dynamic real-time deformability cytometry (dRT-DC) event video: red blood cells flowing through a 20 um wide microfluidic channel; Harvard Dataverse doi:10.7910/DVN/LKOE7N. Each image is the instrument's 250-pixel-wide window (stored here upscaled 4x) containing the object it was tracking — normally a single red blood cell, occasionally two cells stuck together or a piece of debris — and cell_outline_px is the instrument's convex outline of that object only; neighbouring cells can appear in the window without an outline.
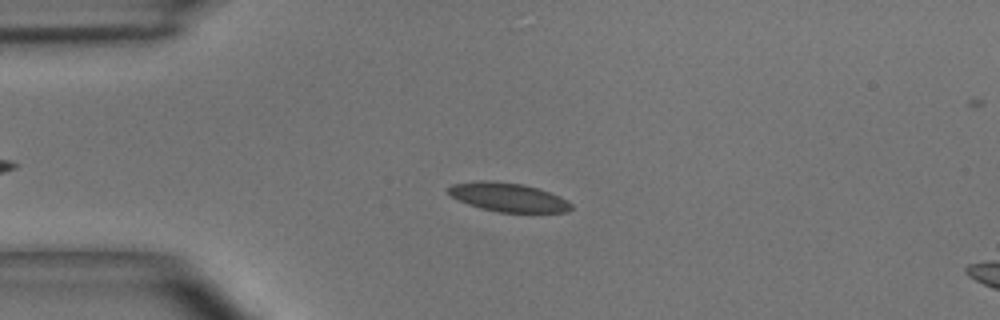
{"species": "common noctule bat (a hibernating species)", "species_latin": "Nyctalus noctula", "temperature_condition": "room temperature", "stored_images_in_passage": 49, "camera_frame_rate_fps": 3000, "um_per_image_px": 0.085, "animal": {"sex": "male", "body_mass_g": 15.6}, "frame": {"image": 1, "passage_image": 11, "time_ms": 3.333, "image_size_px": [1000, 320], "cell_outline_px": [[572, 208], [568, 212], [500, 212], [480, 208], [468, 204], [452, 196], [448, 192], [448, 188], [452, 184], [480, 180], [488, 180], [524, 184], [560, 196], [568, 200], [572, 204]], "centroid_in_image_um": [43.21, 16.76], "position_along_channel_um": 41.8, "area_um2": 20.52}}
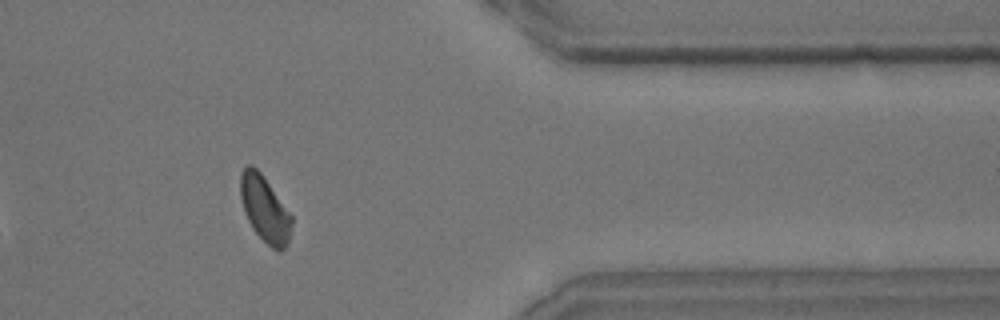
{"frame": {"image": 2, "passage_image": 40, "time_ms": 13.0, "image_size_px": [1000, 320], "cell_outline_px": [[292, 224], [288, 240], [284, 248], [280, 252], [272, 248], [252, 228], [244, 212], [240, 196], [240, 176], [244, 168], [248, 164], [252, 164], [260, 172], [292, 216]], "centroid_in_image_um": [22.49, 17.75], "position_along_channel_um": 388.9, "area_um2": 19.36}}
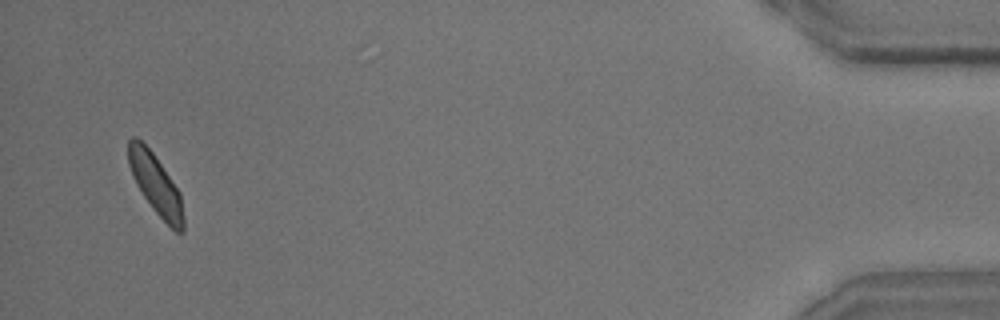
{"frame": {"image": 3, "passage_image": 47, "time_ms": 15.333, "image_size_px": [1000, 320], "cell_outline_px": [[184, 232], [176, 232], [156, 212], [144, 196], [136, 184], [132, 176], [128, 164], [128, 140], [132, 136], [136, 136], [152, 152], [180, 192], [184, 216]], "centroid_in_image_um": [13.23, 15.66], "position_along_channel_um": 422.0, "area_um2": 19.02}, "authors_computed_cell_mechanics": {"area_um2": 20.2878, "velocity_mm_per_s": 4.0298, "shape_relaxation_time_tau1_ms": 5.4898, "shape_relaxation_time_tau2_ms": 2.2293, "deformation_change_tau1": 0.1126, "deformation_change_tau2": 0.0881}}